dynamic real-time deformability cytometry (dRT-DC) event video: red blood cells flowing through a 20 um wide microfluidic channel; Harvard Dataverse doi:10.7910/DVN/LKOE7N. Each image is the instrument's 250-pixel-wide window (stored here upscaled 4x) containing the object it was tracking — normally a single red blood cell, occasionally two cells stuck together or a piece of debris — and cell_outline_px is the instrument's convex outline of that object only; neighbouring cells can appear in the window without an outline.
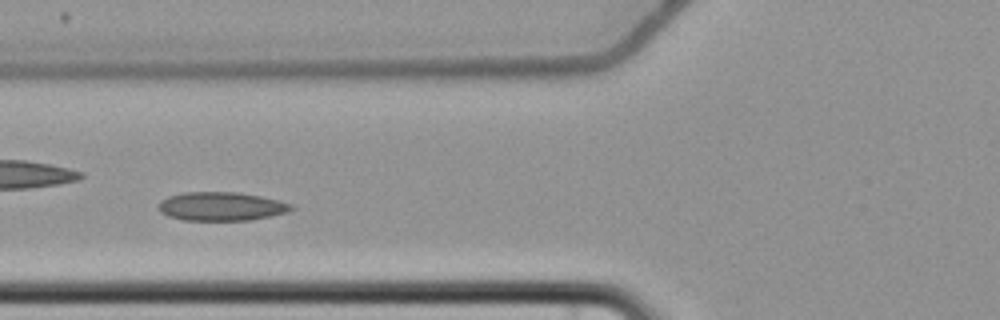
{"species": "common noctule bat (a hibernating species)", "species_latin": "Nyctalus noctula", "temperature_condition": "cold", "stored_images_in_passage": 3, "camera_frame_rate_fps": 3000, "um_per_image_px": 0.085, "animal": {"sex": "female", "body_mass_g": 22.7, "forearm_length_mm": 54.2}, "frame": {"image": 1, "passage_image": 3, "time_ms": 2.333, "image_size_px": [1000, 320], "cell_outline_px": [[296, 208], [288, 212], [248, 220], [184, 220], [168, 216], [160, 212], [160, 200], [168, 196], [184, 192], [236, 192], [260, 196], [280, 200], [292, 204]], "centroid_in_image_um": [18.83, 17.53], "position_along_channel_um": 107.0, "area_um2": 22.14}}